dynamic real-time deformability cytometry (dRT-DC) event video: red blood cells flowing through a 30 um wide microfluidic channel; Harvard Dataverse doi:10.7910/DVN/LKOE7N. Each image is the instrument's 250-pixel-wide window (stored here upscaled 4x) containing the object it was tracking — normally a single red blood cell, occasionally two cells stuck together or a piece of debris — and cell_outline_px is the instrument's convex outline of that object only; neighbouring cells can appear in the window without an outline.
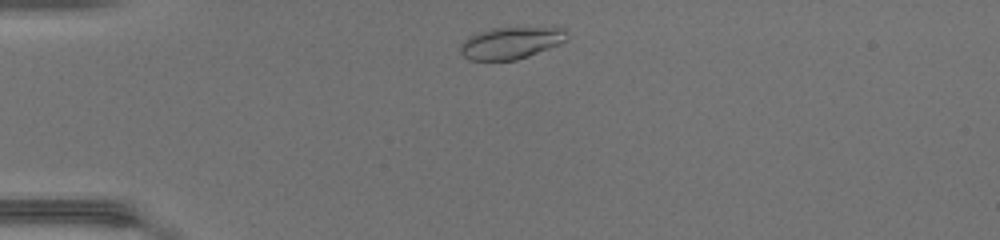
{"species": "common noctule bat (a hibernating species)", "species_latin": "Nyctalus noctula", "temperature_condition": "warm", "stored_images_in_passage": 39, "camera_frame_rate_fps": 3000, "um_per_image_px": 0.085, "animal": {"sex": "female", "body_mass_g": 17.0, "forearm_length_mm": 48.0}, "frame": {"image": 1, "passage_image": 3, "time_ms": 0.667, "image_size_px": [1000, 240], "cell_outline_px": [[564, 40], [556, 44], [528, 56], [516, 60], [472, 60], [464, 56], [460, 52], [460, 48], [464, 40], [480, 32], [496, 28], [560, 28], [564, 32]], "centroid_in_image_um": [43.34, 3.67], "position_along_channel_um": 41.7, "area_um2": 18.84}}
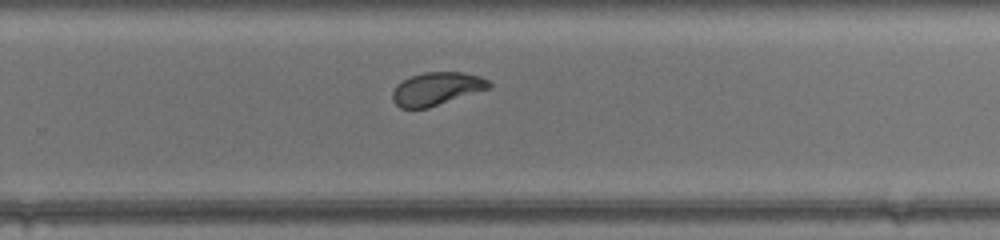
{"frame": {"image": 2, "passage_image": 23, "time_ms": 7.333, "image_size_px": [1000, 240], "cell_outline_px": [[492, 88], [428, 108], [400, 108], [392, 100], [392, 92], [396, 84], [412, 76], [424, 72], [464, 72], [480, 76], [488, 80], [492, 84]], "centroid_in_image_um": [37.14, 7.55], "position_along_channel_um": 292.7, "area_um2": 18.73}}
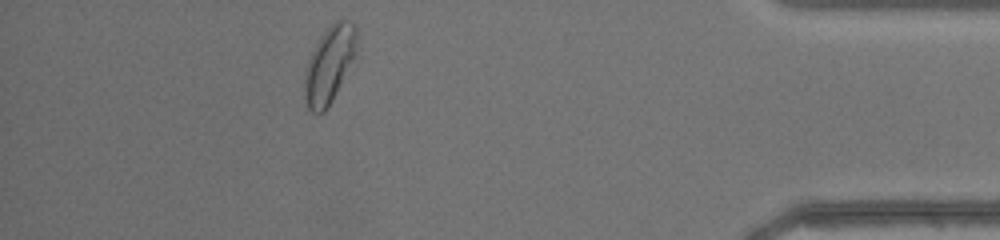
{"frame": {"image": 3, "passage_image": 34, "time_ms": 11.0, "image_size_px": [1000, 240], "cell_outline_px": [[356, 40], [352, 56], [332, 100], [328, 108], [324, 112], [312, 112], [308, 108], [304, 100], [304, 80], [308, 60], [320, 36], [336, 20], [344, 20], [352, 24], [356, 28]], "centroid_in_image_um": [27.92, 5.51], "position_along_channel_um": 407.3, "area_um2": 22.14}, "authors_computed_cell_mechanics": {"area_um2": 19.3052, "velocity_mm_per_s": 4.3462, "shape_relaxation_time_tau1_ms": 2.7049, "shape_relaxation_time_tau2_ms": null, "deformation_change_tau1": 0.1251, "deformation_change_tau2": null}}